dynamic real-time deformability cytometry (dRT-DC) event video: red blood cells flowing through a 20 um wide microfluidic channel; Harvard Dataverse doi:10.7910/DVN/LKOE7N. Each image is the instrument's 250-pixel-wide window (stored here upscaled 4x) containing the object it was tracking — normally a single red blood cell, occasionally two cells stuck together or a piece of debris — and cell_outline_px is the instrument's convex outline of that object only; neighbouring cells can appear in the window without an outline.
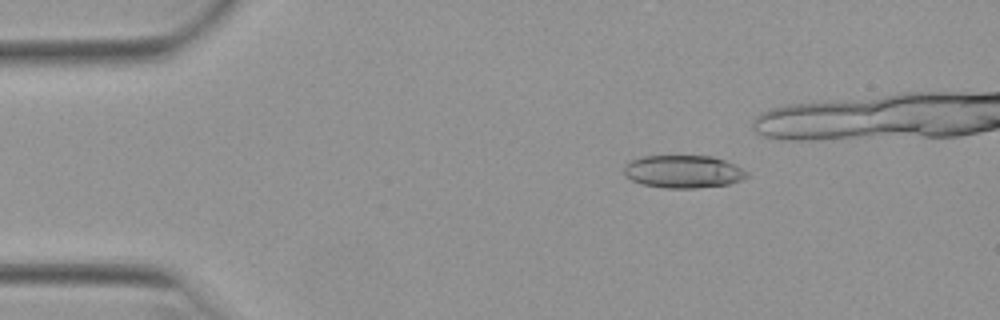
{"species": "Egyptian fruit bat (a non-hibernating species)", "species_latin": "Rousettus aegyptiacus", "temperature_condition": "warm", "stored_images_in_passage": 41, "camera_frame_rate_fps": 3000, "um_per_image_px": 0.085, "animal": {"sex": "female"}, "frame": {"image": 1, "passage_image": 8, "time_ms": 2.333, "image_size_px": [1000, 320], "cell_outline_px": [[748, 176], [740, 180], [728, 184], [696, 188], [664, 188], [640, 184], [632, 180], [624, 172], [624, 164], [632, 160], [644, 156], [712, 156], [724, 160], [748, 172]], "centroid_in_image_um": [58.05, 14.59], "position_along_channel_um": 26.9, "area_um2": 23.29}}
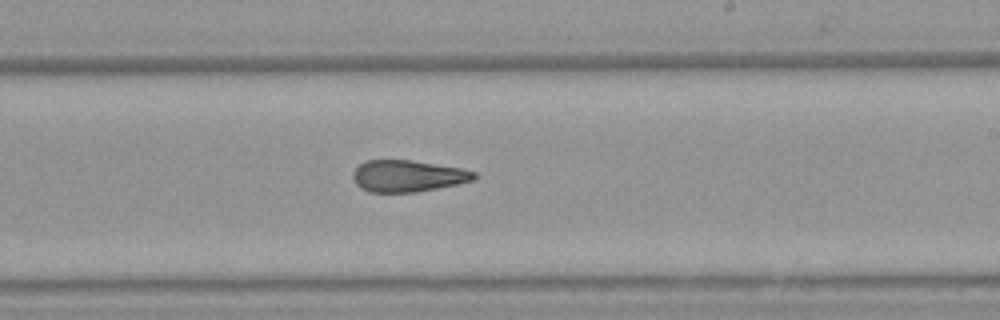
{"frame": {"image": 2, "passage_image": 30, "time_ms": 9.667, "image_size_px": [1000, 320], "cell_outline_px": [[476, 180], [416, 192], [368, 192], [360, 188], [352, 180], [352, 172], [360, 164], [368, 160], [412, 160], [460, 168], [476, 172]], "centroid_in_image_um": [34.63, 14.96], "position_along_channel_um": 254.4, "area_um2": 22.37}}
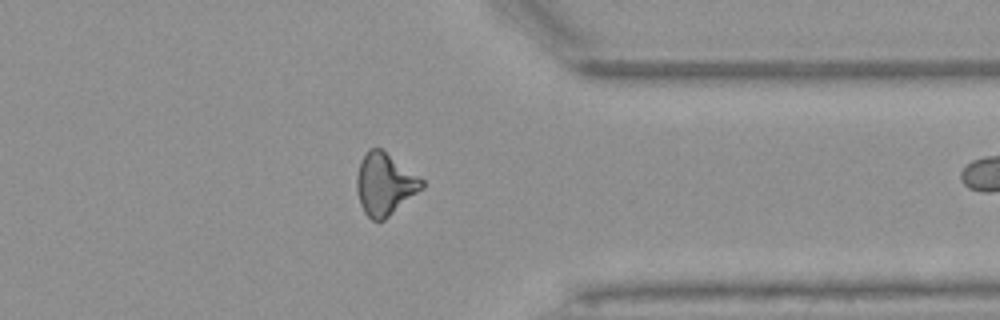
{"frame": {"image": 3, "passage_image": 40, "time_ms": 13.0, "image_size_px": [1000, 320], "cell_outline_px": [[424, 188], [384, 220], [372, 220], [364, 212], [360, 204], [356, 188], [356, 176], [360, 160], [368, 148], [380, 148], [424, 180]], "centroid_in_image_um": [32.69, 15.65], "position_along_channel_um": 378.7, "area_um2": 23.47}}